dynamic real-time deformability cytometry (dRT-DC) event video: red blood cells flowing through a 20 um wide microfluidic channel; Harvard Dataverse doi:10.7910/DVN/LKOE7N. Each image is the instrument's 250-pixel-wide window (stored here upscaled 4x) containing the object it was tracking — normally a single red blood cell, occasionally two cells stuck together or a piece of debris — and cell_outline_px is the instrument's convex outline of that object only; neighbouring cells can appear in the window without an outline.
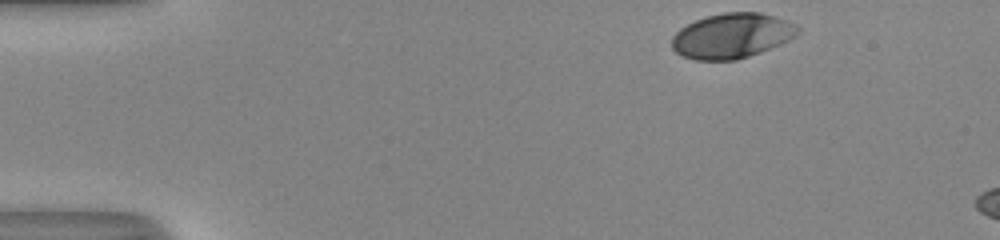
{"species": "human", "species_latin": "Homo sapiens", "temperature_condition": "room temperature", "stored_images_in_passage": 8, "camera_frame_rate_fps": 3000, "um_per_image_px": 0.085, "donor": {"sex": "male"}, "frame": {"image": 1, "passage_image": 1, "time_ms": 0.0, "image_size_px": [1000, 240], "cell_outline_px": [[800, 32], [796, 36], [780, 44], [748, 56], [736, 60], [696, 60], [684, 56], [676, 52], [672, 48], [672, 36], [680, 28], [704, 16], [724, 12], [760, 12], [796, 24], [800, 28]], "centroid_in_image_um": [62.2, 3.03], "position_along_channel_um": 22.8, "area_um2": 32.89}}